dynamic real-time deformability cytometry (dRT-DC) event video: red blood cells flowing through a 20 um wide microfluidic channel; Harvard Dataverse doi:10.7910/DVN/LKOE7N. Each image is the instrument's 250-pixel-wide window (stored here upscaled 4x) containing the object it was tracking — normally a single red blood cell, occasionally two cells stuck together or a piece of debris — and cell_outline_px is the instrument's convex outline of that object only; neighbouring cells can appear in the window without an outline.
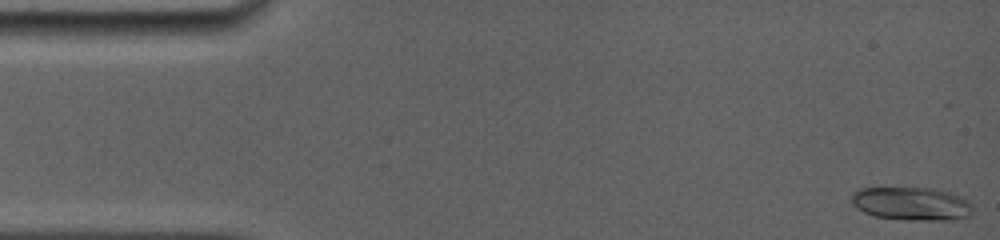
{"species": "common noctule bat (a hibernating species)", "species_latin": "Nyctalus noctula", "temperature_condition": "room temperature", "stored_images_in_passage": 76, "camera_frame_rate_fps": 5000, "um_per_image_px": 0.085, "animal": {"sex": "female", "body_mass_g": 19.0, "forearm_length_mm": 56.7}, "frame": {"image": 1, "passage_image": 1, "time_ms": 0.0, "image_size_px": [1000, 240], "cell_outline_px": [[972, 212], [968, 216], [952, 220], [900, 220], [872, 216], [856, 208], [852, 204], [852, 192], [860, 188], [932, 188], [948, 192], [960, 196], [968, 200], [972, 204]], "centroid_in_image_um": [77.46, 17.32], "position_along_channel_um": 7.5, "area_um2": 23.76}}
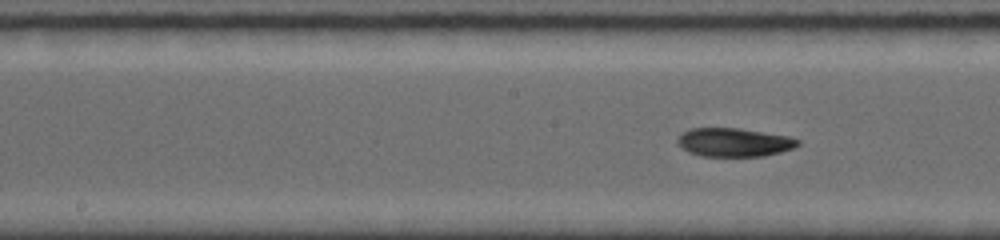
{"frame": {"image": 2, "passage_image": 40, "time_ms": 7.6, "image_size_px": [1000, 240], "cell_outline_px": [[800, 144], [792, 148], [780, 152], [764, 156], [700, 156], [688, 152], [676, 140], [680, 132], [692, 128], [740, 128], [792, 136], [800, 140]], "centroid_in_image_um": [62.41, 12.08], "position_along_channel_um": 185.8, "area_um2": 20.23}}
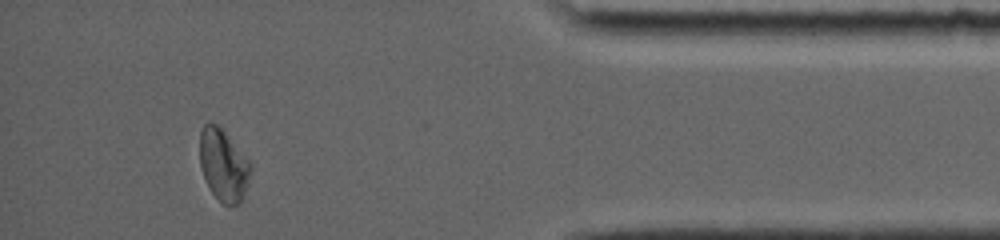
{"frame": {"image": 3, "passage_image": 70, "time_ms": 14.2, "image_size_px": [1000, 240], "cell_outline_px": [[252, 168], [240, 204], [220, 204], [212, 192], [200, 168], [200, 128], [204, 124], [216, 124], [224, 132], [252, 164]], "centroid_in_image_um": [18.98, 14.04], "position_along_channel_um": 416.2, "area_um2": 20.92}, "authors_computed_cell_mechanics": {"area_um2": 20.6346, "velocity_mm_per_s": 3.9389, "shape_relaxation_time_tau1_ms": 6.6953, "shape_relaxation_time_tau2_ms": null, "deformation_change_tau1": 0.1635, "deformation_change_tau2": null}}